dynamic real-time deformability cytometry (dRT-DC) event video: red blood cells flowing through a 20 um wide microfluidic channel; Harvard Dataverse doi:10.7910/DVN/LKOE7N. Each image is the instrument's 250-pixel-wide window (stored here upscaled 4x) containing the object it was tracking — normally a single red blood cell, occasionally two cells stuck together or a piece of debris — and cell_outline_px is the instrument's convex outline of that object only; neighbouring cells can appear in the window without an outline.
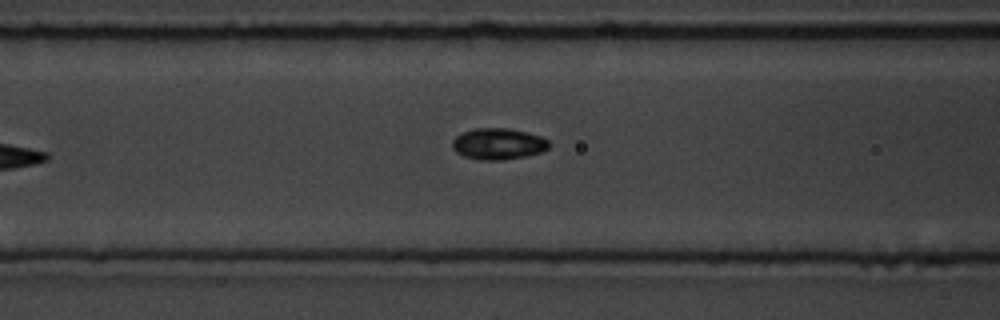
{"species": "common noctule bat (a hibernating species)", "species_latin": "Nyctalus noctula", "temperature_condition": "room temperature", "stored_images_in_passage": 6, "camera_frame_rate_fps": 3000, "um_per_image_px": 0.085, "animal": {"sex": "male", "body_mass_g": 19.5, "forearm_length_mm": 54.6}, "frame": {"image": 1, "passage_image": 6, "time_ms": 6.333, "image_size_px": [1000, 320], "cell_outline_px": [[548, 148], [540, 152], [524, 156], [500, 160], [480, 160], [464, 156], [456, 152], [452, 148], [452, 140], [456, 136], [464, 132], [476, 128], [508, 128], [528, 132], [540, 136], [548, 140]], "centroid_in_image_um": [42.32, 12.22], "position_along_channel_um": 124.3, "area_um2": 17.51}}